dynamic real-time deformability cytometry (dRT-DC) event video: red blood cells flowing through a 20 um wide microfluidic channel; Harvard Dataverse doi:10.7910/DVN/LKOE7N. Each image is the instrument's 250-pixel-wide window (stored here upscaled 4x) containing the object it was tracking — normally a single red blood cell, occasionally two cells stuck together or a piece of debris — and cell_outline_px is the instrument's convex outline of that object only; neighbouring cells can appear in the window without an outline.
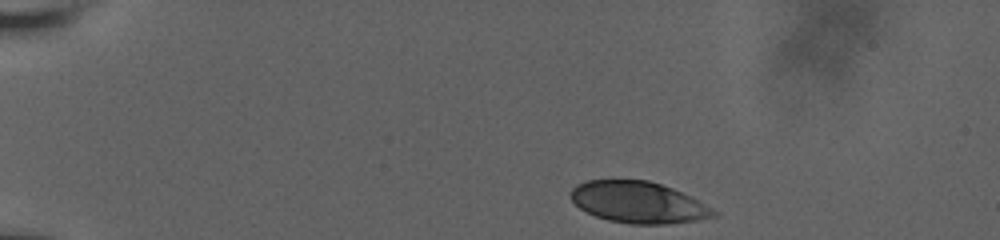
{"species": "human", "species_latin": "Homo sapiens", "temperature_condition": "room temperature", "stored_images_in_passage": 40, "camera_frame_rate_fps": 3000, "um_per_image_px": 0.085, "donor": {"sex": "male"}, "frame": {"image": 1, "passage_image": 1, "time_ms": 0.0, "image_size_px": [1000, 240], "cell_outline_px": [[720, 212], [716, 216], [696, 220], [668, 224], [632, 224], [608, 220], [596, 216], [580, 208], [572, 200], [568, 192], [576, 184], [584, 180], [648, 180], [672, 188], [692, 196]], "centroid_in_image_um": [54.27, 17.19], "position_along_channel_um": 30.7, "area_um2": 34.68}}
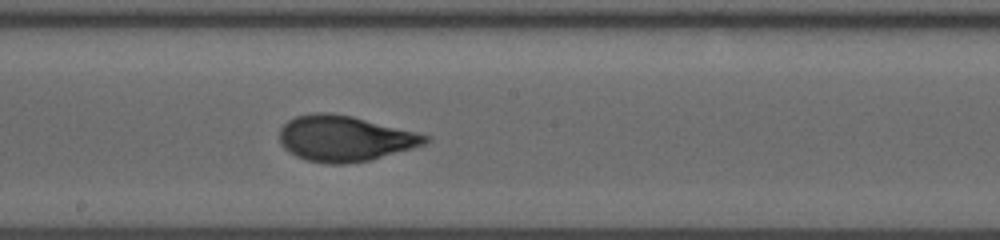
{"frame": {"image": 2, "passage_image": 23, "time_ms": 7.333, "image_size_px": [1000, 240], "cell_outline_px": [[432, 140], [428, 144], [372, 160], [348, 164], [324, 164], [308, 160], [296, 156], [288, 152], [280, 144], [280, 128], [288, 120], [296, 116], [316, 112], [328, 112], [352, 116], [432, 136]], "centroid_in_image_um": [29.33, 11.78], "position_along_channel_um": 218.9, "area_um2": 39.25}}
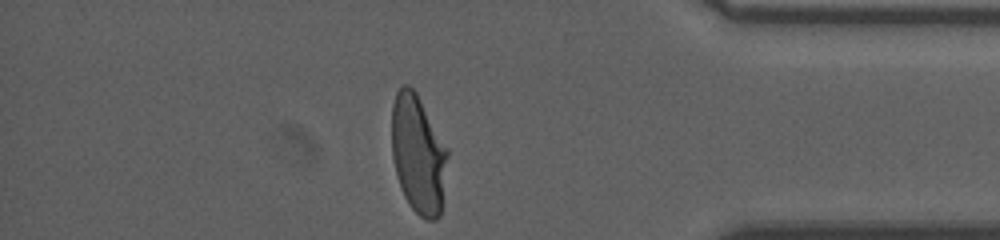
{"frame": {"image": 3, "passage_image": 39, "time_ms": 12.667, "image_size_px": [1000, 240], "cell_outline_px": [[448, 156], [440, 216], [436, 220], [428, 220], [420, 216], [408, 204], [404, 196], [396, 176], [392, 156], [392, 104], [396, 92], [404, 84], [408, 84], [416, 92], [448, 148]], "centroid_in_image_um": [35.54, 13.11], "position_along_channel_um": 399.7, "area_um2": 38.73}, "authors_computed_cell_mechanics": {"area_um2": 38.0324, "velocity_mm_per_s": 3.8214, "shape_relaxation_time_tau1_ms": 4.9461, "shape_relaxation_time_tau2_ms": null, "deformation_change_tau1": 0.2104, "deformation_change_tau2": null}}